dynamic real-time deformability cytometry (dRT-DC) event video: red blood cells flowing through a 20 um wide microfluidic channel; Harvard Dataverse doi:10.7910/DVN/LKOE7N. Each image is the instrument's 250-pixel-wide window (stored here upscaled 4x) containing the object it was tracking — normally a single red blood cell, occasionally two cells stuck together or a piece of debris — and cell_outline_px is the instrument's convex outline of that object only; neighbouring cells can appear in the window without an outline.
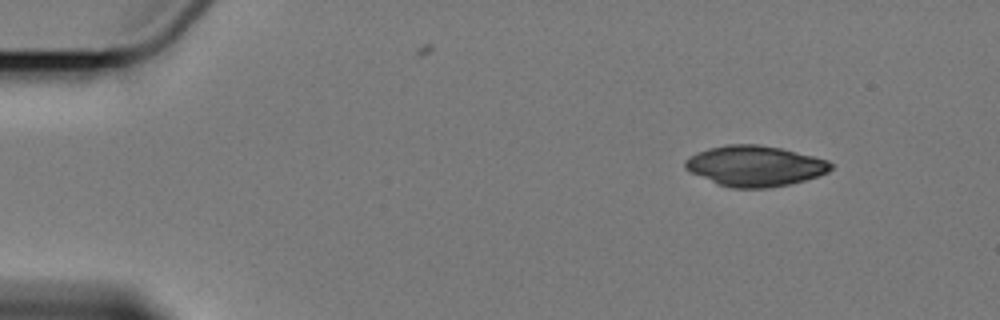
{"species": "Egyptian fruit bat (a non-hibernating species)", "species_latin": "Rousettus aegyptiacus", "temperature_condition": "cold", "stored_images_in_passage": 2, "camera_frame_rate_fps": 3000, "um_per_image_px": 0.085, "animal": {"sex": "female"}, "frame": {"image": 1, "passage_image": 1, "time_ms": 0.0, "image_size_px": [1000, 320], "cell_outline_px": [[832, 168], [828, 172], [792, 184], [768, 188], [732, 188], [716, 184], [688, 172], [684, 168], [684, 160], [700, 152], [712, 148], [732, 144], [756, 144], [780, 148], [828, 160], [832, 164]], "centroid_in_image_um": [64.15, 14.13], "position_along_channel_um": 20.9, "area_um2": 34.28}}